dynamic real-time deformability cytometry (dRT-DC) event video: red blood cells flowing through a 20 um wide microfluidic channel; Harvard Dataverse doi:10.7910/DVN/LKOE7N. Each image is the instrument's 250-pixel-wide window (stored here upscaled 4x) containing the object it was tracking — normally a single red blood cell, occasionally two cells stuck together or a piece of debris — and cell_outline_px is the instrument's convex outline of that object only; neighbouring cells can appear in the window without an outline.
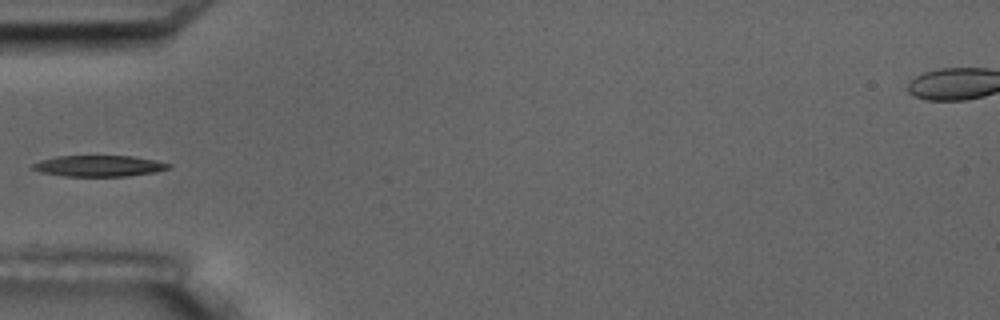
{"species": "common noctule bat (a hibernating species)", "species_latin": "Nyctalus noctula", "temperature_condition": "room temperature", "stored_images_in_passage": 5, "camera_frame_rate_fps": 3000, "um_per_image_px": 0.085, "animal": {"sex": "male", "body_mass_g": 17.5, "forearm_length_mm": 52.3}, "frame": {"image": 1, "passage_image": 4, "time_ms": 4.667, "image_size_px": [1000, 320], "cell_outline_px": [[172, 168], [156, 172], [128, 176], [64, 176], [40, 172], [32, 168], [32, 164], [40, 160], [56, 156], [132, 156], [156, 160], [172, 164]], "centroid_in_image_um": [8.45, 14.1], "position_along_channel_um": 76.5, "area_um2": 16.82}}